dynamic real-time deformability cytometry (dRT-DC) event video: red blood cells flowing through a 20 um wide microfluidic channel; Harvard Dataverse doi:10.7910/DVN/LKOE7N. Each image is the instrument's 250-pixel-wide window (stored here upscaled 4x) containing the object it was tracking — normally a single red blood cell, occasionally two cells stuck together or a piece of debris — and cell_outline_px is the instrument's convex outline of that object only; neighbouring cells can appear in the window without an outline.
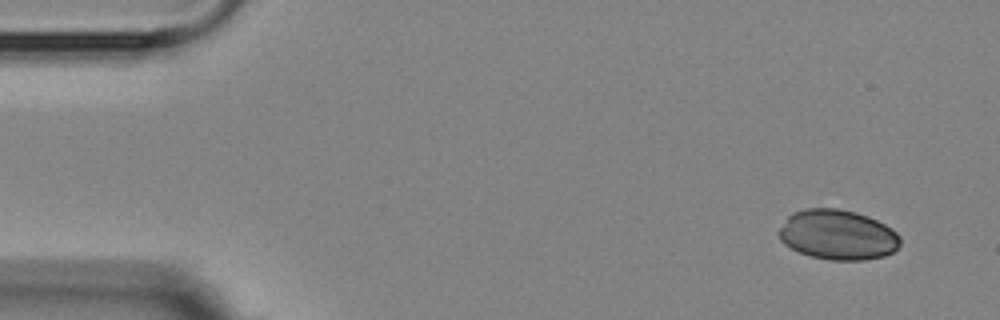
{"species": "Egyptian fruit bat (a non-hibernating species)", "species_latin": "Rousettus aegyptiacus", "temperature_condition": "room temperature", "stored_images_in_passage": 6, "camera_frame_rate_fps": 3000, "um_per_image_px": 0.085, "animal": {"sex": "female"}, "frame": {"image": 1, "passage_image": 1, "time_ms": 0.0, "image_size_px": [1000, 320], "cell_outline_px": [[900, 244], [892, 252], [884, 256], [864, 260], [828, 260], [812, 256], [800, 252], [784, 244], [780, 240], [776, 232], [788, 216], [792, 212], [804, 208], [840, 208], [856, 212], [868, 216], [892, 228], [900, 236]], "centroid_in_image_um": [71.18, 19.94], "position_along_channel_um": 13.8, "area_um2": 35.6}}